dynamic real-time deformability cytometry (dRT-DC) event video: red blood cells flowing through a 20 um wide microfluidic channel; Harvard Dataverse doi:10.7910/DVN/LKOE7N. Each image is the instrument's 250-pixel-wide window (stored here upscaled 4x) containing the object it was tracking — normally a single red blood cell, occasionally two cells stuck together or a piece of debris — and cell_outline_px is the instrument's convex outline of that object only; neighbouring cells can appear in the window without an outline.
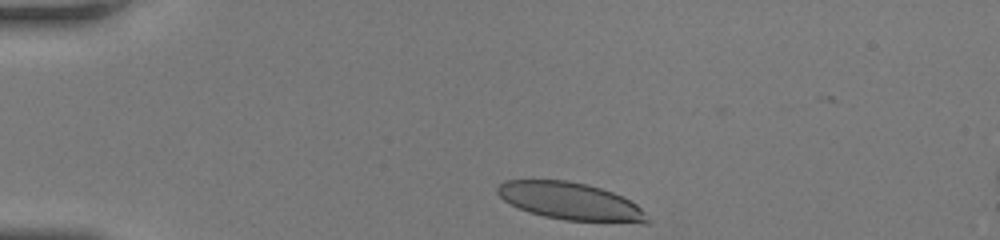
{"species": "human", "species_latin": "Homo sapiens", "temperature_condition": "room temperature", "stored_images_in_passage": 35, "camera_frame_rate_fps": 3000, "um_per_image_px": 0.085, "donor": {"sex": "female"}, "frame": {"image": 1, "passage_image": 1, "time_ms": 0.0, "image_size_px": [1000, 240], "cell_outline_px": [[652, 220], [648, 224], [644, 224], [564, 220], [544, 216], [528, 212], [504, 200], [496, 192], [496, 188], [504, 180], [568, 180], [588, 184], [612, 192], [636, 204]], "centroid_in_image_um": [48.53, 17.12], "position_along_channel_um": 36.5, "area_um2": 32.89}}
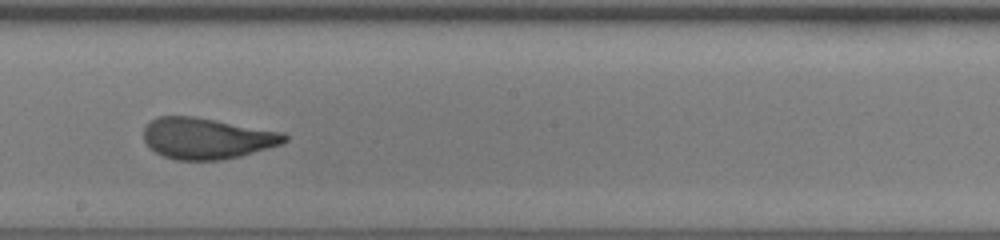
{"frame": {"image": 2, "passage_image": 20, "time_ms": 6.333, "image_size_px": [1000, 240], "cell_outline_px": [[288, 140], [284, 144], [240, 156], [220, 160], [176, 160], [164, 156], [156, 152], [144, 140], [144, 128], [156, 116], [192, 116], [216, 120], [284, 132], [288, 136]], "centroid_in_image_um": [17.63, 11.76], "position_along_channel_um": 230.6, "area_um2": 33.76}}
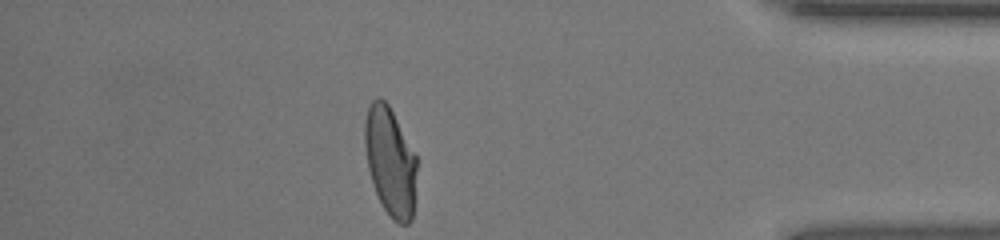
{"frame": {"image": 3, "passage_image": 35, "time_ms": 11.333, "image_size_px": [1000, 240], "cell_outline_px": [[416, 172], [412, 220], [408, 224], [400, 224], [392, 220], [384, 208], [376, 192], [368, 168], [364, 144], [364, 120], [368, 108], [372, 100], [376, 96], [380, 96], [388, 104], [416, 156]], "centroid_in_image_um": [33.15, 13.71], "position_along_channel_um": 402.0, "area_um2": 32.71}, "authors_computed_cell_mechanics": {"area_um2": 34.2176, "velocity_mm_per_s": 4.1043, "shape_relaxation_time_tau1_ms": 9.8827, "shape_relaxation_time_tau2_ms": 0.7214, "deformation_change_tau1": 0.3008, "deformation_change_tau2": 0.0787}}